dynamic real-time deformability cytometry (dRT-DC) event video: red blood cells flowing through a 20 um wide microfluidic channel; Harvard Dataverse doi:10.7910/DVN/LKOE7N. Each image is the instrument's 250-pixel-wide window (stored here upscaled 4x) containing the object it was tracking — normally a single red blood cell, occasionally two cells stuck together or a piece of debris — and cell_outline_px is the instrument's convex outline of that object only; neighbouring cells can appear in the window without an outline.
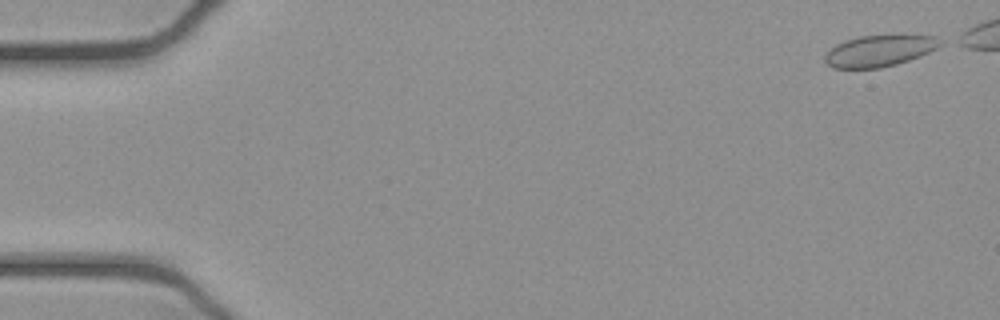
{"species": "common noctule bat (a hibernating species)", "species_latin": "Nyctalus noctula", "temperature_condition": "cold", "stored_images_in_passage": 45, "camera_frame_rate_fps": 3000, "um_per_image_px": 0.085, "animal": {"sex": "female", "body_mass_g": 21.9}, "frame": {"image": 1, "passage_image": 1, "time_ms": 0.0, "image_size_px": [1000, 320], "cell_outline_px": [[944, 44], [920, 56], [896, 64], [880, 68], [832, 68], [824, 60], [824, 56], [836, 44], [844, 40], [860, 36], [892, 32], [900, 32], [936, 36], [944, 40]], "centroid_in_image_um": [74.84, 4.25], "position_along_channel_um": 10.2, "area_um2": 22.08}}
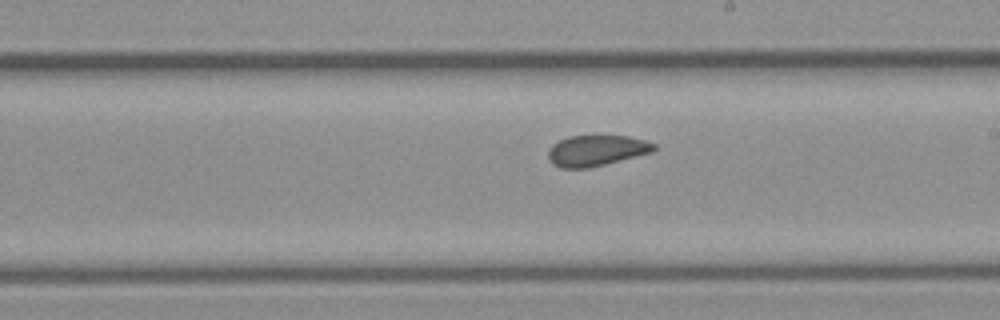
{"frame": {"image": 2, "passage_image": 29, "time_ms": 9.333, "image_size_px": [1000, 320], "cell_outline_px": [[656, 148], [652, 152], [588, 168], [560, 168], [552, 164], [548, 160], [548, 148], [552, 144], [568, 136], [628, 136], [644, 140], [656, 144]], "centroid_in_image_um": [50.65, 12.8], "position_along_channel_um": 238.4, "area_um2": 18.96}}
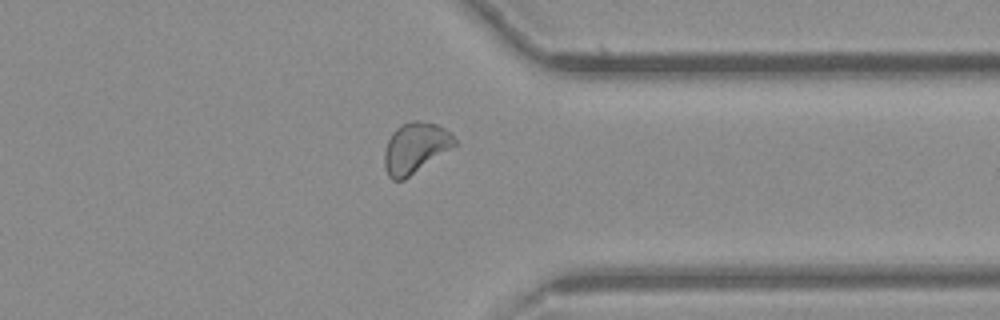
{"frame": {"image": 3, "passage_image": 40, "time_ms": 13.0, "image_size_px": [1000, 320], "cell_outline_px": [[456, 144], [404, 180], [392, 180], [388, 176], [384, 164], [384, 152], [388, 140], [392, 132], [400, 124], [412, 120], [420, 120], [436, 124], [452, 132], [456, 140]], "centroid_in_image_um": [35.28, 12.54], "position_along_channel_um": 376.1, "area_um2": 20.63}, "authors_computed_cell_mechanics": {"area_um2": 20.2878, "velocity_mm_per_s": 3.8794, "shape_relaxation_time_tau1_ms": null, "shape_relaxation_time_tau2_ms": 1.342, "deformation_change_tau1": null, "deformation_change_tau2": 0.0476}}